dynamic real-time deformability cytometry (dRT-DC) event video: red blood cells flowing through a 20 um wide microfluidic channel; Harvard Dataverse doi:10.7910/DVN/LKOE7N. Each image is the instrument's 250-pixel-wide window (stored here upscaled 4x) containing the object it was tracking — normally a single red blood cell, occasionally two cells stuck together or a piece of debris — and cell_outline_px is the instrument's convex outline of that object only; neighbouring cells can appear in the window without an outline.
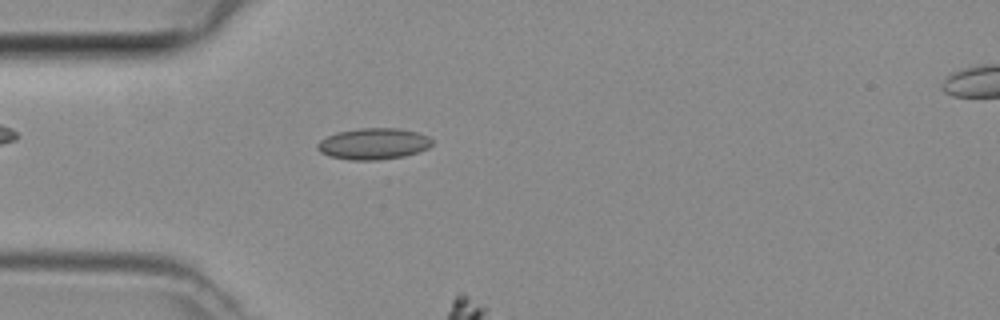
{"species": "common noctule bat (a hibernating species)", "species_latin": "Nyctalus noctula", "temperature_condition": "room temperature", "stored_images_in_passage": 14, "camera_frame_rate_fps": 3000, "um_per_image_px": 0.085, "animal": {"sex": "female", "body_mass_g": 29.2, "forearm_length_mm": 56.3}, "frame": {"image": 1, "passage_image": 12, "time_ms": 3.667, "image_size_px": [1000, 320], "cell_outline_px": [[432, 144], [428, 148], [404, 156], [380, 160], [348, 160], [328, 156], [320, 152], [316, 148], [316, 144], [320, 140], [336, 132], [360, 128], [396, 128], [416, 132], [428, 136], [432, 140]], "centroid_in_image_um": [31.7, 12.23], "position_along_channel_um": 53.3, "area_um2": 20.98}}